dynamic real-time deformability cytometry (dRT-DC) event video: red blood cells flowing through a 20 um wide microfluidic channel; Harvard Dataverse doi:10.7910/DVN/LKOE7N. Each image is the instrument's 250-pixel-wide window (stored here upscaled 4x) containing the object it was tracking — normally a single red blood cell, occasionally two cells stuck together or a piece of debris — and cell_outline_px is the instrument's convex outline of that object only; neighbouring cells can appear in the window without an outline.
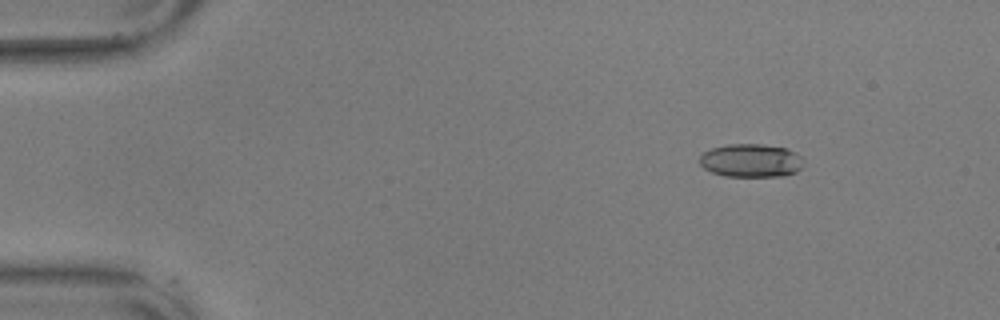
{"species": "common noctule bat (a hibernating species)", "species_latin": "Nyctalus noctula", "temperature_condition": "warm", "stored_images_in_passage": 56, "camera_frame_rate_fps": 3000, "um_per_image_px": 0.085, "animal": {"sex": "male", "body_mass_g": 17.9, "forearm_length_mm": 54.2}, "frame": {"image": 1, "passage_image": 7, "time_ms": 2.0, "image_size_px": [1000, 320], "cell_outline_px": [[800, 168], [796, 172], [784, 176], [724, 176], [712, 172], [704, 168], [700, 164], [700, 156], [704, 152], [712, 148], [728, 144], [764, 144], [788, 148], [796, 152], [800, 156]], "centroid_in_image_um": [63.82, 13.64], "position_along_channel_um": 21.2, "area_um2": 20.11}}
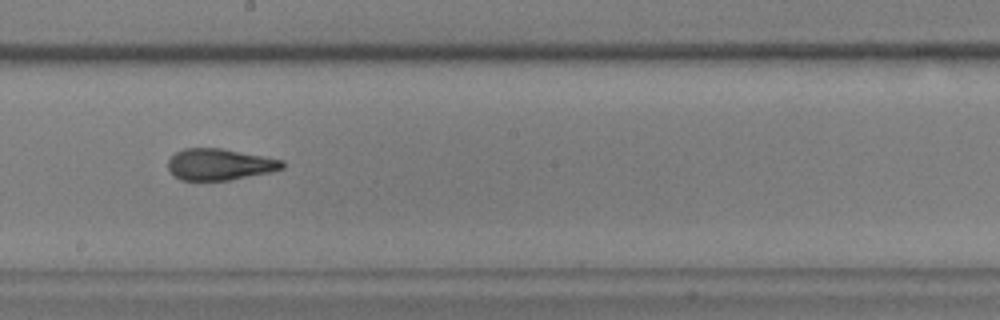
{"frame": {"image": 2, "passage_image": 32, "time_ms": 10.333, "image_size_px": [1000, 320], "cell_outline_px": [[284, 168], [272, 172], [228, 180], [180, 180], [168, 168], [168, 160], [176, 152], [184, 148], [220, 148], [264, 156], [284, 160]], "centroid_in_image_um": [18.69, 13.97], "position_along_channel_um": 229.5, "area_um2": 20.87}}
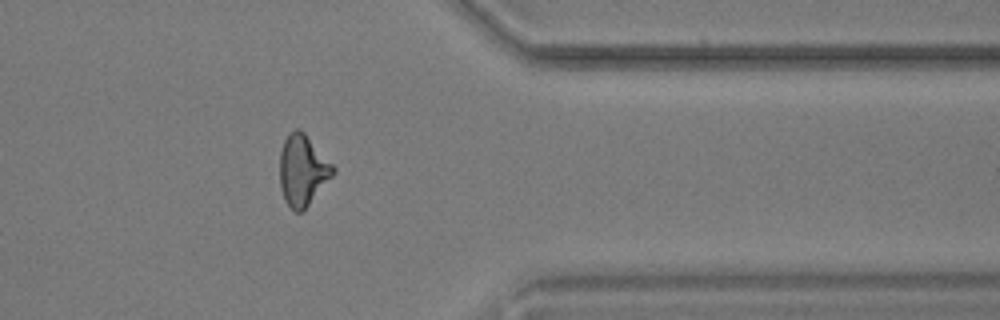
{"frame": {"image": 3, "passage_image": 46, "time_ms": 15.0, "image_size_px": [1000, 320], "cell_outline_px": [[336, 172], [308, 204], [300, 212], [296, 212], [284, 200], [280, 188], [280, 152], [284, 140], [288, 132], [296, 128], [300, 128], [304, 132], [336, 168]], "centroid_in_image_um": [25.71, 14.43], "position_along_channel_um": 385.7, "area_um2": 21.85}, "authors_computed_cell_mechanics": {"area_um2": 21.3571, "velocity_mm_per_s": 3.5922, "shape_relaxation_time_tau1_ms": 10.4187, "shape_relaxation_time_tau2_ms": 1.5325, "deformation_change_tau1": 0.2599, "deformation_change_tau2": 0.0911}}